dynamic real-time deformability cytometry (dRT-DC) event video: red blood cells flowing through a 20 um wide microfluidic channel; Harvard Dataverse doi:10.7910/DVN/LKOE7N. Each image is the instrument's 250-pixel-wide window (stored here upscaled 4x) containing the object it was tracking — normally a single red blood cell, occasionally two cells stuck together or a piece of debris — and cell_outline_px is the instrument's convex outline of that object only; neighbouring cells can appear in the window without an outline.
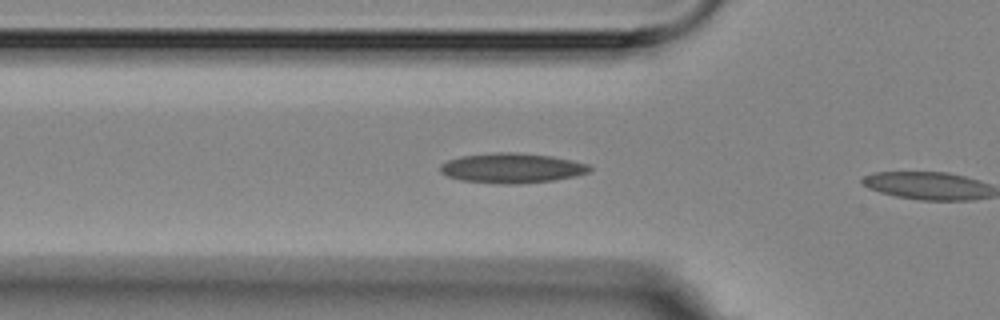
{"species": "Egyptian fruit bat (a non-hibernating species)", "species_latin": "Rousettus aegyptiacus", "temperature_condition": "room temperature", "stored_images_in_passage": 5, "segment_of_instrument_passage": [2, 2], "camera_frame_rate_fps": 3000, "um_per_image_px": 0.085, "animal": {"sex": "female"}, "frame": {"image": 1, "passage_image": 5, "time_ms": 4.667, "image_size_px": [1000, 320], "cell_outline_px": [[592, 168], [588, 172], [576, 176], [552, 180], [520, 184], [504, 184], [460, 180], [448, 176], [440, 172], [440, 164], [448, 160], [460, 156], [496, 152], [512, 152], [552, 156], [572, 160], [588, 164]], "centroid_in_image_um": [43.5, 14.28], "position_along_channel_um": 82.3, "area_um2": 26.01}}